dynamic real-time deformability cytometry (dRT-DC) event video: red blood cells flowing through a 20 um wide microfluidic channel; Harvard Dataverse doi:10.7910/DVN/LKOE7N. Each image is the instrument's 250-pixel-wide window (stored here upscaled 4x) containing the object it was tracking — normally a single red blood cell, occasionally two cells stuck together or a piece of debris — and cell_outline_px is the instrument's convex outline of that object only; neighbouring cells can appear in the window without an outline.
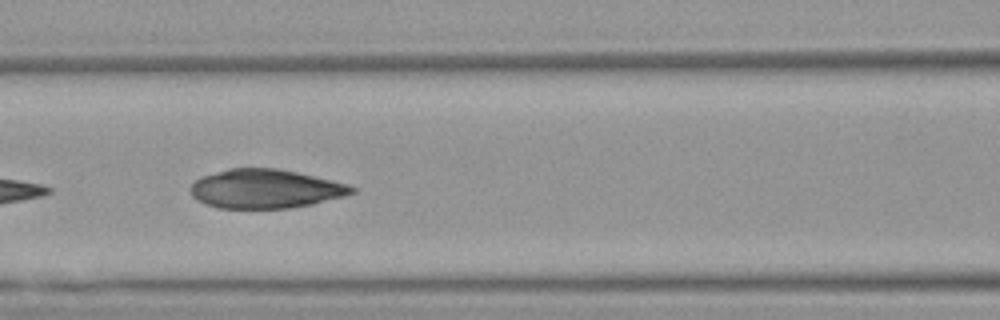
{"species": "Egyptian fruit bat (a non-hibernating species)", "species_latin": "Rousettus aegyptiacus", "temperature_condition": "warm", "stored_images_in_passage": 38, "camera_frame_rate_fps": 3000, "um_per_image_px": 0.085, "animal": {"sex": "female"}, "frame": {"image": 1, "passage_image": 8, "time_ms": 2.333, "image_size_px": [1000, 320], "cell_outline_px": [[356, 192], [344, 196], [312, 204], [288, 208], [220, 208], [196, 200], [192, 196], [192, 184], [200, 176], [228, 168], [276, 168], [296, 172], [332, 180], [348, 184], [356, 188]], "centroid_in_image_um": [22.56, 16.04], "position_along_channel_um": 144.0, "area_um2": 36.47}}
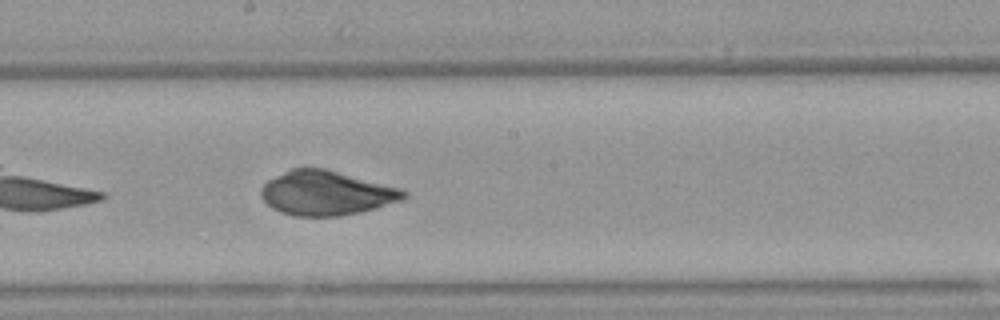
{"frame": {"image": 2, "passage_image": 14, "time_ms": 4.333, "image_size_px": [1000, 320], "cell_outline_px": [[408, 196], [404, 200], [376, 208], [360, 212], [340, 216], [296, 216], [280, 212], [272, 208], [260, 196], [260, 188], [268, 180], [292, 168], [324, 168], [400, 188], [408, 192]], "centroid_in_image_um": [27.75, 16.42], "position_along_channel_um": 220.5, "area_um2": 36.88}}
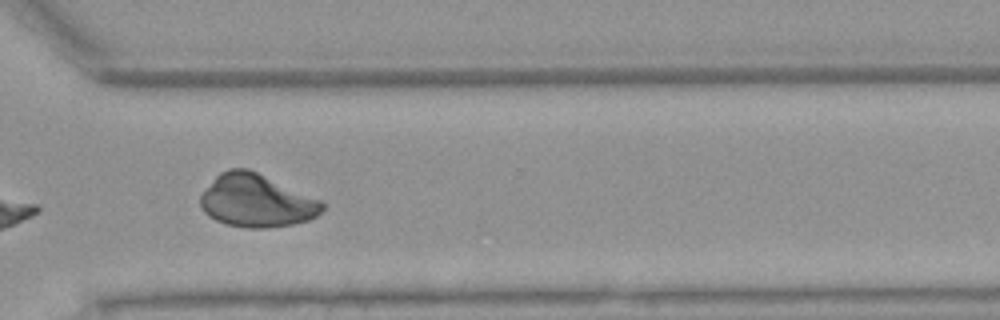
{"frame": {"image": 3, "passage_image": 24, "time_ms": 7.667, "image_size_px": [1000, 320], "cell_outline_px": [[324, 208], [316, 216], [308, 220], [292, 224], [268, 228], [248, 228], [224, 224], [208, 216], [200, 208], [200, 196], [216, 176], [220, 172], [228, 168], [248, 168], [320, 200], [324, 204]], "centroid_in_image_um": [21.76, 17.07], "position_along_channel_um": 348.8, "area_um2": 37.34}}